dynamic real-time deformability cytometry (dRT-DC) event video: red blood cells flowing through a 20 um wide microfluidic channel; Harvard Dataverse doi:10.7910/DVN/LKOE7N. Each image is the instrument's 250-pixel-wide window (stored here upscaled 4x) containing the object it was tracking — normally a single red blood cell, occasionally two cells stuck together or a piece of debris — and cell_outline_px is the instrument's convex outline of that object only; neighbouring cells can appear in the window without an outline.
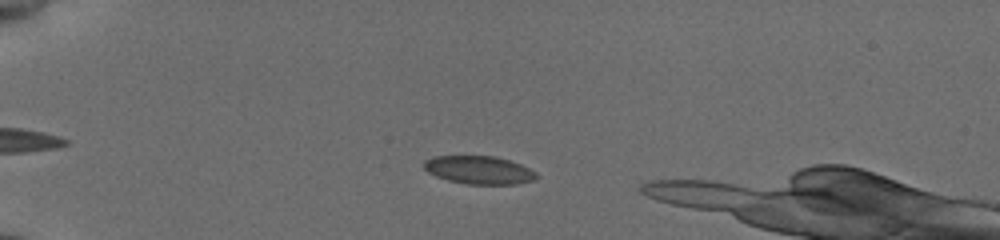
{"species": "common noctule bat (a hibernating species)", "species_latin": "Nyctalus noctula", "temperature_condition": "cold", "stored_images_in_passage": 37, "camera_frame_rate_fps": 3000, "um_per_image_px": 0.085, "animal": {"sex": "female", "body_mass_g": 19.5, "forearm_length_mm": 54.1}, "frame": {"image": 1, "passage_image": 3, "time_ms": 0.667, "image_size_px": [1000, 240], "cell_outline_px": [[540, 176], [536, 180], [516, 184], [468, 184], [448, 180], [436, 176], [428, 172], [424, 168], [424, 160], [432, 156], [496, 156], [520, 164], [536, 172]], "centroid_in_image_um": [40.73, 14.45], "position_along_channel_um": 44.3, "area_um2": 18.5}}
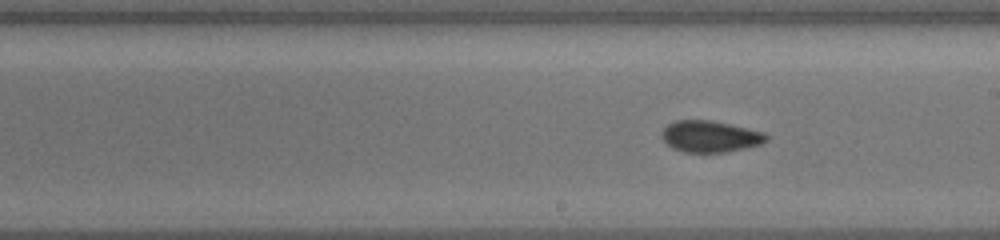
{"frame": {"image": 2, "passage_image": 21, "time_ms": 6.667, "image_size_px": [1000, 240], "cell_outline_px": [[768, 140], [760, 144], [728, 152], [684, 152], [672, 148], [660, 136], [660, 132], [668, 124], [676, 120], [708, 120], [728, 124], [764, 132], [768, 136]], "centroid_in_image_um": [60.33, 11.6], "position_along_channel_um": 228.7, "area_um2": 19.07}}
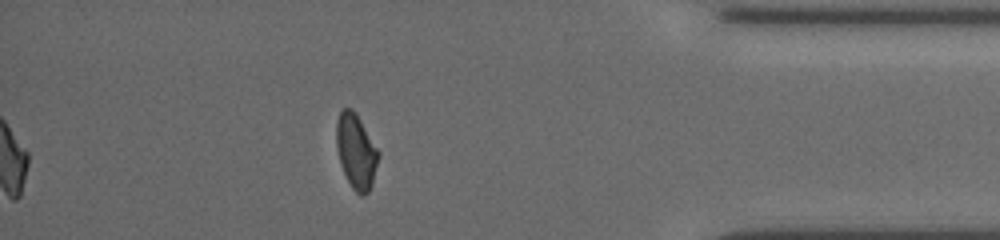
{"frame": {"image": 3, "passage_image": 37, "time_ms": 12.0, "image_size_px": [1000, 240], "cell_outline_px": [[380, 156], [372, 184], [368, 192], [364, 196], [360, 196], [352, 188], [340, 164], [336, 144], [336, 120], [340, 112], [344, 108], [352, 108], [356, 112], [380, 152]], "centroid_in_image_um": [30.28, 12.85], "position_along_channel_um": 404.9, "area_um2": 18.5}, "authors_computed_cell_mechanics": {"area_um2": 18.9006, "velocity_mm_per_s": 3.8248, "shape_relaxation_time_tau1_ms": 10.3691, "shape_relaxation_time_tau2_ms": 2.1684, "deformation_change_tau1": 0.1456, "deformation_change_tau2": 0.0626}}